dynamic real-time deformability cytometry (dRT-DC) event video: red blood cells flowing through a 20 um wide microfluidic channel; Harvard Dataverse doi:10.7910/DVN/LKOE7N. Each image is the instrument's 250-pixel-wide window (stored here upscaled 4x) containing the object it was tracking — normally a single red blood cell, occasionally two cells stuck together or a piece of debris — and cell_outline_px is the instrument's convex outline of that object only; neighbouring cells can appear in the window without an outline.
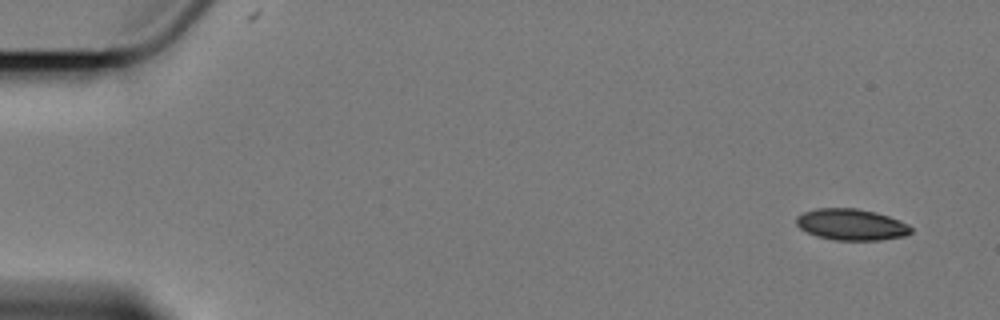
{"species": "Egyptian fruit bat (a non-hibernating species)", "species_latin": "Rousettus aegyptiacus", "temperature_condition": "cold", "stored_images_in_passage": 5, "camera_frame_rate_fps": 3000, "um_per_image_px": 0.085, "animal": {"sex": "female"}, "frame": {"image": 1, "passage_image": 1, "time_ms": 0.0, "image_size_px": [1000, 320], "cell_outline_px": [[912, 232], [904, 236], [880, 240], [836, 240], [816, 236], [800, 228], [796, 224], [796, 216], [804, 212], [816, 208], [856, 208], [876, 212], [888, 216], [908, 224], [912, 228]], "centroid_in_image_um": [72.36, 19.08], "position_along_channel_um": 12.6, "area_um2": 20.92}}
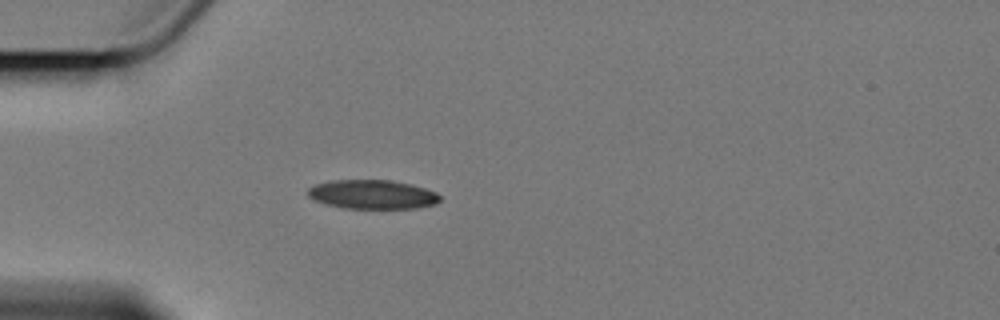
{"frame": {"image": 2, "passage_image": 4, "time_ms": 4.667, "image_size_px": [1000, 320], "cell_outline_px": [[440, 200], [436, 204], [416, 208], [344, 208], [324, 204], [312, 200], [308, 196], [308, 188], [316, 184], [332, 180], [392, 180], [412, 184], [436, 192], [440, 196]], "centroid_in_image_um": [31.64, 16.52], "position_along_channel_um": 53.4, "area_um2": 22.48}}